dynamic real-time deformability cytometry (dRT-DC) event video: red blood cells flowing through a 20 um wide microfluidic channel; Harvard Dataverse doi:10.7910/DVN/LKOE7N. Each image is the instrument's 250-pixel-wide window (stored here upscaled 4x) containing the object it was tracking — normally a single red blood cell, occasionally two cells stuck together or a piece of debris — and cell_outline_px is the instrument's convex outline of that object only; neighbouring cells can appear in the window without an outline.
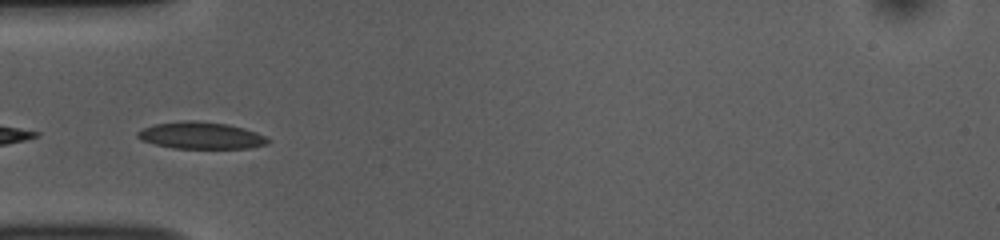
{"species": "common noctule bat (a hibernating species)", "species_latin": "Nyctalus noctula", "temperature_condition": "room temperature", "stored_images_in_passage": 5, "camera_frame_rate_fps": 3000, "um_per_image_px": 0.085, "animal": {"sex": "female", "body_mass_g": 10.0, "forearm_length_mm": 53.1}, "frame": {"image": 1, "passage_image": 2, "time_ms": 0.333, "image_size_px": [1000, 240], "cell_outline_px": [[272, 140], [268, 144], [248, 148], [176, 148], [156, 144], [140, 140], [136, 136], [136, 132], [144, 128], [156, 124], [184, 120], [196, 120], [228, 124], [244, 128], [256, 132]], "centroid_in_image_um": [17.1, 11.51], "position_along_channel_um": 67.9, "area_um2": 20.4}}